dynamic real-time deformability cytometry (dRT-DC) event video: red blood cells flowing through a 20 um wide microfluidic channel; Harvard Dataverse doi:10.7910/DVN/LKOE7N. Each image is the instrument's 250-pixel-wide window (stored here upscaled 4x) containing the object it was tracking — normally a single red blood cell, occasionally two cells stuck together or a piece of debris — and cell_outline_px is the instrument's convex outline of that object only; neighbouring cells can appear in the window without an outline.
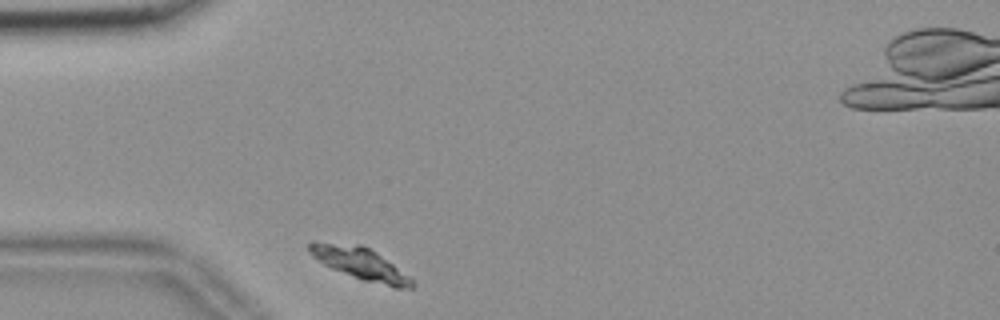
{"species": "common noctule bat (a hibernating species)", "species_latin": "Nyctalus noctula", "temperature_condition": "room temperature", "stored_images_in_passage": 34, "camera_frame_rate_fps": 3000, "um_per_image_px": 0.085, "animal": {"sex": "female", "body_mass_g": 18.4}, "frame": {"image": 1, "passage_image": 1, "time_ms": 0.0, "image_size_px": [1000, 320], "cell_outline_px": [[416, 284], [412, 288], [396, 288], [364, 280], [332, 268], [324, 264], [312, 256], [308, 248], [308, 244], [312, 240], [360, 244], [376, 252], [408, 276]], "centroid_in_image_um": [30.57, 22.37], "position_along_channel_um": 54.4, "area_um2": 18.96}}
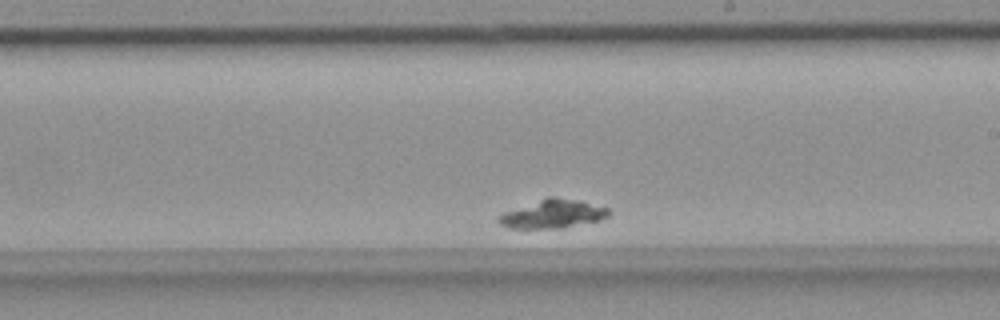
{"frame": {"image": 2, "passage_image": 21, "time_ms": 6.667, "image_size_px": [1000, 320], "cell_outline_px": [[612, 212], [608, 216], [600, 220], [564, 228], [508, 228], [500, 224], [496, 220], [496, 216], [504, 212], [548, 196], [552, 196], [572, 200], [608, 208]], "centroid_in_image_um": [46.94, 18.2], "position_along_channel_um": 242.1, "area_um2": 18.15}}
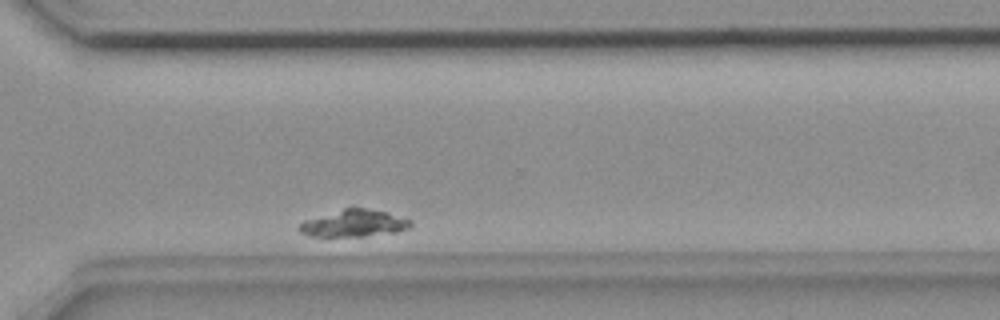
{"frame": {"image": 3, "passage_image": 31, "time_ms": 10.0, "image_size_px": [1000, 320], "cell_outline_px": [[412, 224], [408, 228], [396, 232], [364, 236], [308, 236], [300, 232], [296, 228], [304, 220], [344, 208], [364, 208], [404, 216]], "centroid_in_image_um": [30.06, 18.99], "position_along_channel_um": 340.5, "area_um2": 17.4}}